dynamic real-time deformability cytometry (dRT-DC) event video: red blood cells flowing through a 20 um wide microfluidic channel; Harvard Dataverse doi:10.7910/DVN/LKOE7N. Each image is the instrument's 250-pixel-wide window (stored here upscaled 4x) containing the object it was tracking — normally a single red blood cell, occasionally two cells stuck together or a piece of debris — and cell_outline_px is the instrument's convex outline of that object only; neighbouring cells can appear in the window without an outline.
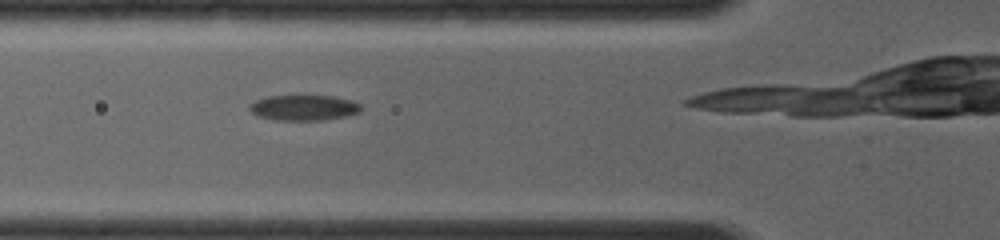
{"species": "common noctule bat (a hibernating species)", "species_latin": "Nyctalus noctula", "temperature_condition": "room temperature", "stored_images_in_passage": 3, "camera_frame_rate_fps": 4000, "um_per_image_px": 0.085, "animal": {"sex": "female", "body_mass_g": 19.0, "forearm_length_mm": 56.7}, "frame": {"image": 1, "passage_image": 3, "time_ms": 1.5, "image_size_px": [1000, 240], "cell_outline_px": [[360, 112], [344, 116], [320, 120], [276, 120], [256, 116], [248, 108], [248, 104], [256, 100], [268, 96], [332, 96], [352, 100], [360, 104]], "centroid_in_image_um": [25.77, 9.15], "position_along_channel_um": 100.0, "area_um2": 16.47}}